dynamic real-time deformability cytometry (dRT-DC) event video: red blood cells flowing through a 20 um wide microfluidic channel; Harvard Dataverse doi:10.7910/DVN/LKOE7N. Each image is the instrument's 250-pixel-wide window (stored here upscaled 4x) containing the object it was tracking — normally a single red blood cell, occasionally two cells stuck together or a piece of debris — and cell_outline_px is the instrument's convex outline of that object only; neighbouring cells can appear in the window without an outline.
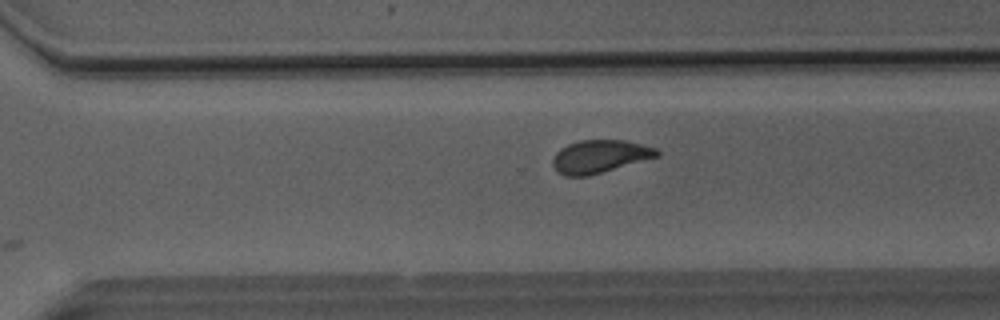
{"species": "Egyptian fruit bat (a non-hibernating species)", "species_latin": "Rousettus aegyptiacus", "temperature_condition": "room temperature", "stored_images_in_passage": 37, "camera_frame_rate_fps": 3000, "um_per_image_px": 0.085, "animal": {"sex": "male"}, "frame": {"image": 1, "passage_image": 22, "time_ms": 7.0, "image_size_px": [1000, 320], "cell_outline_px": [[660, 156], [588, 176], [564, 176], [556, 172], [552, 164], [552, 160], [556, 152], [560, 148], [568, 144], [580, 140], [624, 140], [656, 148], [660, 152]], "centroid_in_image_um": [50.95, 13.3], "position_along_channel_um": 319.6, "area_um2": 20.06}}
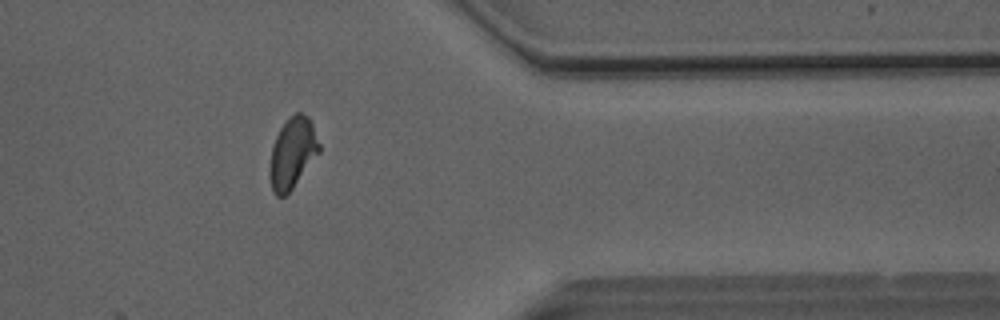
{"frame": {"image": 2, "passage_image": 28, "time_ms": 9.0, "image_size_px": [1000, 320], "cell_outline_px": [[320, 152], [292, 188], [284, 196], [276, 196], [272, 192], [268, 168], [272, 144], [280, 128], [296, 112], [300, 112], [308, 116], [312, 120], [320, 144]], "centroid_in_image_um": [24.85, 13.0], "position_along_channel_um": 386.5, "area_um2": 20.52}}
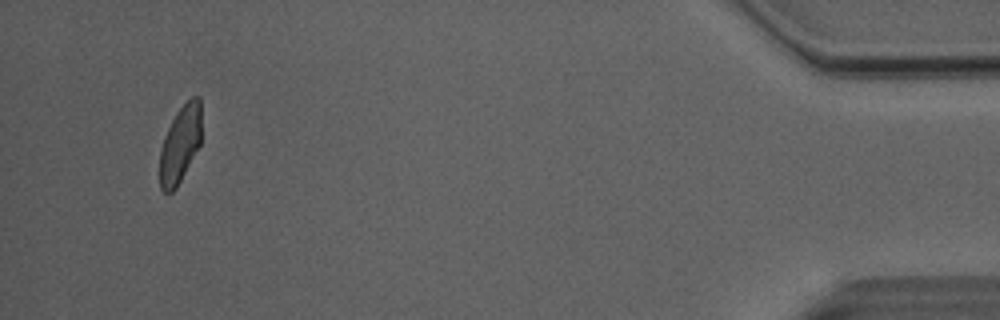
{"frame": {"image": 3, "passage_image": 35, "time_ms": 11.333, "image_size_px": [1000, 320], "cell_outline_px": [[200, 144], [176, 188], [172, 192], [164, 192], [160, 188], [160, 148], [164, 136], [176, 112], [192, 96], [200, 96]], "centroid_in_image_um": [15.3, 12.26], "position_along_channel_um": 419.9, "area_um2": 18.44}, "authors_computed_cell_mechanics": {"area_um2": 20.4612, "velocity_mm_per_s": 4.0676, "shape_relaxation_time_tau1_ms": null, "shape_relaxation_time_tau2_ms": 1.3432, "deformation_change_tau1": null, "deformation_change_tau2": 0.0614}}